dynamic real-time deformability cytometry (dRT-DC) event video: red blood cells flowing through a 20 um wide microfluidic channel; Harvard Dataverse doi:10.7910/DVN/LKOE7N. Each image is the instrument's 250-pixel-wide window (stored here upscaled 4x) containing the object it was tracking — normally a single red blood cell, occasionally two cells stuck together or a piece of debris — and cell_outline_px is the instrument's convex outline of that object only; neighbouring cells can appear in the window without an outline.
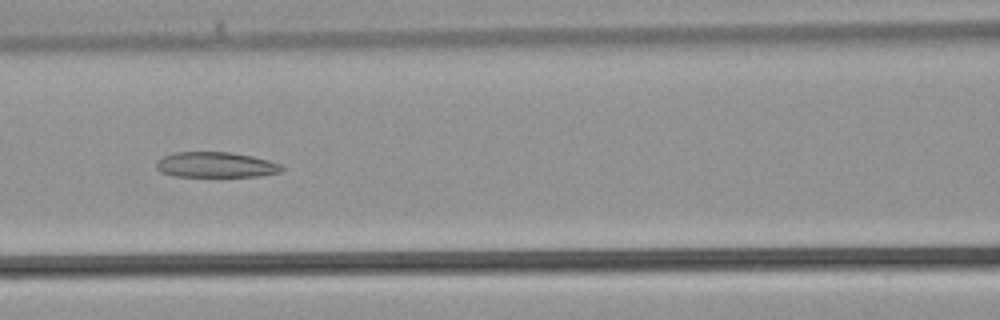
{"species": "common noctule bat (a hibernating species)", "species_latin": "Nyctalus noctula", "temperature_condition": "warm", "stored_images_in_passage": 26, "camera_frame_rate_fps": 3000, "um_per_image_px": 0.085, "animal": {"sex": "male", "body_mass_g": 21.5, "forearm_length_mm": 52.0}, "frame": {"image": 1, "passage_image": 11, "time_ms": 3.333, "image_size_px": [1000, 320], "cell_outline_px": [[284, 168], [280, 172], [260, 176], [172, 176], [160, 172], [156, 168], [156, 164], [164, 156], [176, 152], [228, 152], [252, 156], [268, 160], [280, 164]], "centroid_in_image_um": [18.34, 14.01], "position_along_channel_um": 148.3, "area_um2": 18.44}}
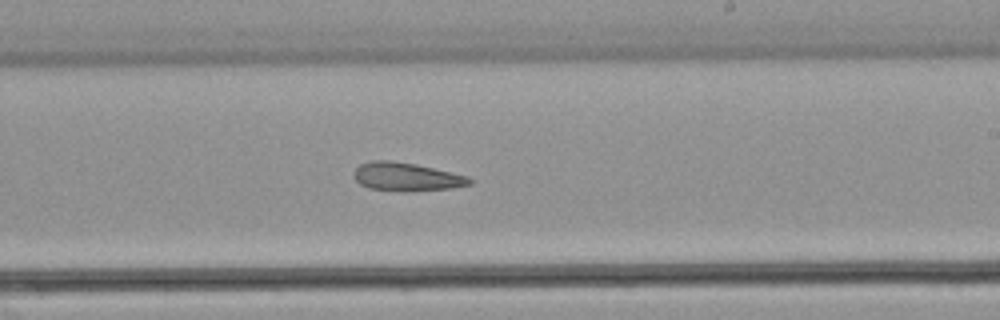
{"frame": {"image": 2, "passage_image": 17, "time_ms": 5.333, "image_size_px": [1000, 320], "cell_outline_px": [[472, 184], [452, 188], [408, 192], [404, 192], [368, 188], [360, 184], [352, 176], [352, 172], [360, 164], [372, 160], [388, 160], [416, 164], [464, 176], [472, 180]], "centroid_in_image_um": [34.47, 15.04], "position_along_channel_um": 254.5, "area_um2": 19.13}}
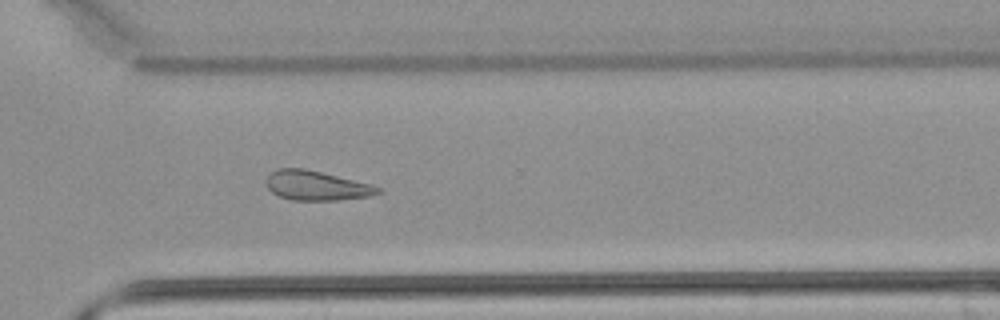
{"frame": {"image": 3, "passage_image": 22, "time_ms": 7.0, "image_size_px": [1000, 320], "cell_outline_px": [[384, 192], [372, 196], [340, 200], [292, 200], [280, 196], [272, 192], [268, 188], [268, 176], [276, 168], [304, 168], [372, 184], [380, 188]], "centroid_in_image_um": [26.96, 15.78], "position_along_channel_um": 343.6, "area_um2": 19.19}}